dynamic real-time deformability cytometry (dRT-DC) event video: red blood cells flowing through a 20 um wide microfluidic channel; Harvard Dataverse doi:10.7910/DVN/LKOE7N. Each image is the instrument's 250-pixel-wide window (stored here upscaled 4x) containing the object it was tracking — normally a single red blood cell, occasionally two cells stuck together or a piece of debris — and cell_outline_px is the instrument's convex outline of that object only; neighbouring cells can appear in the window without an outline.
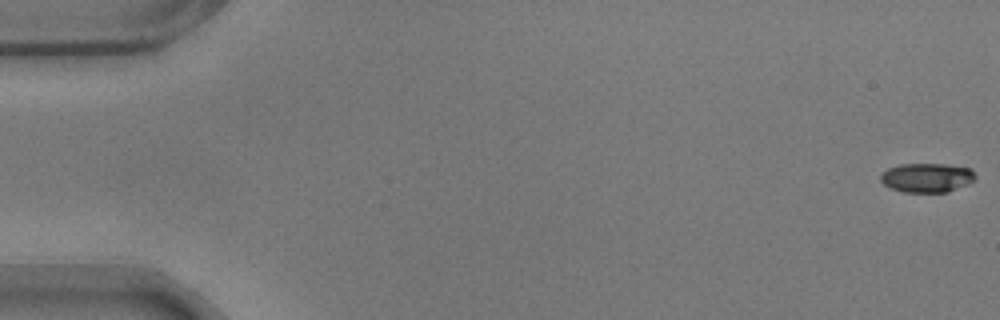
{"species": "common noctule bat (a hibernating species)", "species_latin": "Nyctalus noctula", "temperature_condition": "warm", "stored_images_in_passage": 22, "camera_frame_rate_fps": 3000, "um_per_image_px": 0.085, "animal": {"sex": "male", "body_mass_g": 17.9}, "frame": {"image": 1, "passage_image": 1, "time_ms": 0.0, "image_size_px": [1000, 320], "cell_outline_px": [[976, 180], [968, 184], [948, 192], [904, 192], [892, 188], [884, 184], [880, 180], [880, 172], [888, 168], [900, 164], [948, 164], [972, 168], [976, 176]], "centroid_in_image_um": [78.81, 15.09], "position_along_channel_um": 6.2, "area_um2": 16.36}}
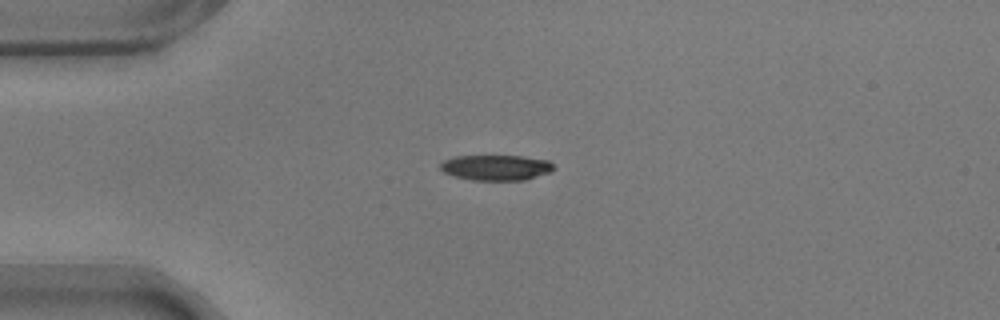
{"frame": {"image": 2, "passage_image": 15, "time_ms": 4.667, "image_size_px": [1000, 320], "cell_outline_px": [[552, 172], [524, 180], [472, 180], [452, 176], [444, 172], [440, 168], [440, 164], [444, 160], [456, 156], [520, 156], [548, 160], [552, 164]], "centroid_in_image_um": [42.14, 14.25], "position_along_channel_um": 42.9, "area_um2": 16.76}}
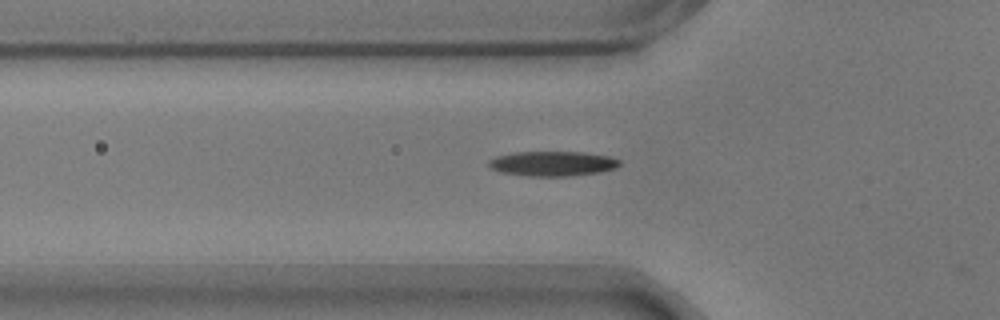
{"frame": {"image": 3, "passage_image": 20, "time_ms": 6.333, "image_size_px": [1000, 320], "cell_outline_px": [[620, 164], [616, 168], [596, 172], [568, 176], [528, 176], [500, 172], [488, 168], [488, 160], [496, 156], [516, 152], [584, 152], [608, 156], [620, 160]], "centroid_in_image_um": [46.91, 13.9], "position_along_channel_um": 78.9, "area_um2": 18.9}}